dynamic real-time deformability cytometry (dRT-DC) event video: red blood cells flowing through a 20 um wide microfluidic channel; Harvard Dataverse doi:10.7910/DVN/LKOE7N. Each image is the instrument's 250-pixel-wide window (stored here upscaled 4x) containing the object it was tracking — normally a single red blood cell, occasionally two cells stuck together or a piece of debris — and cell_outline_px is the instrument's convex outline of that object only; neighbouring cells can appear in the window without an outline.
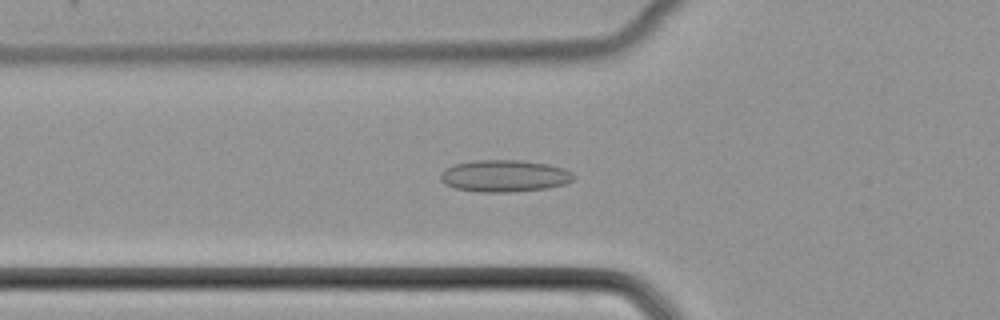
{"species": "common noctule bat (a hibernating species)", "species_latin": "Nyctalus noctula", "temperature_condition": "cold", "stored_images_in_passage": 35, "camera_frame_rate_fps": 3000, "um_per_image_px": 0.085, "animal": {"sex": "female", "body_mass_g": 22.7, "forearm_length_mm": 54.2}, "frame": {"image": 1, "passage_image": 17, "time_ms": 5.333, "image_size_px": [1000, 320], "cell_outline_px": [[576, 176], [572, 180], [564, 184], [548, 188], [512, 192], [476, 192], [456, 188], [444, 184], [440, 180], [440, 172], [444, 168], [456, 164], [472, 160], [520, 160], [548, 164], [564, 168], [572, 172]], "centroid_in_image_um": [42.86, 14.95], "position_along_channel_um": 82.9, "area_um2": 25.03}}
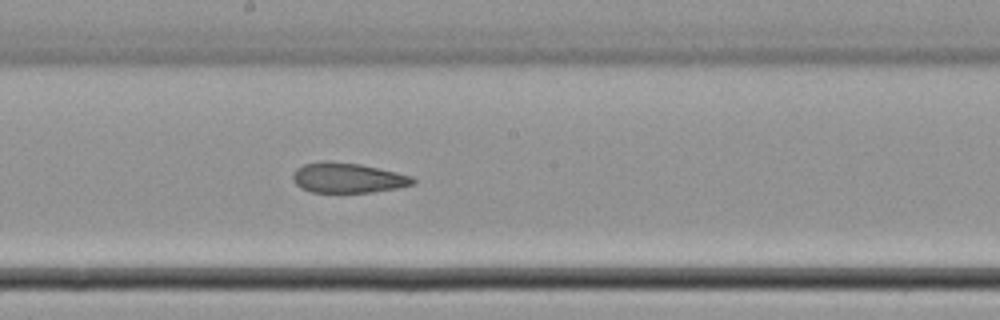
{"frame": {"image": 2, "passage_image": 27, "time_ms": 8.667, "image_size_px": [1000, 320], "cell_outline_px": [[416, 184], [400, 188], [372, 192], [312, 192], [300, 188], [292, 180], [292, 172], [296, 168], [304, 164], [324, 160], [328, 160], [360, 164], [396, 172], [412, 176], [416, 180]], "centroid_in_image_um": [29.55, 15.11], "position_along_channel_um": 218.6, "area_um2": 21.33}}
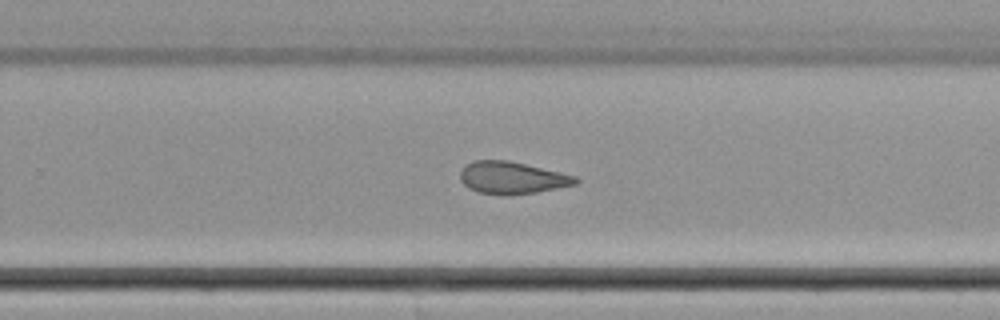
{"frame": {"image": 3, "passage_image": 32, "time_ms": 10.333, "image_size_px": [1000, 320], "cell_outline_px": [[580, 180], [576, 184], [536, 192], [480, 192], [468, 188], [460, 180], [460, 172], [464, 164], [472, 160], [508, 160], [576, 176]], "centroid_in_image_um": [43.49, 15.06], "position_along_channel_um": 286.3, "area_um2": 20.87}}